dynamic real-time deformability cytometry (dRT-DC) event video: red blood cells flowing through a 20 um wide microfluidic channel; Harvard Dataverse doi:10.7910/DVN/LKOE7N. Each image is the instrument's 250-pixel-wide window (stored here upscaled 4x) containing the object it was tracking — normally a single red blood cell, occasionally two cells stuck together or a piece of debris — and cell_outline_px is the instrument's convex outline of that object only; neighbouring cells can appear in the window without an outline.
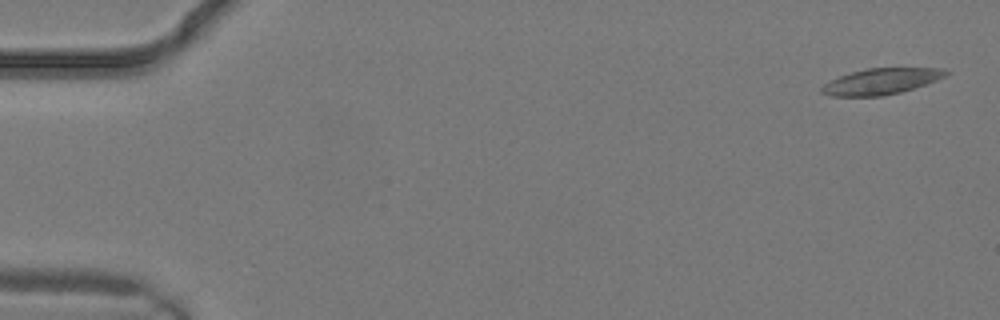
{"species": "common noctule bat (a hibernating species)", "species_latin": "Nyctalus noctula", "temperature_condition": "warm", "stored_images_in_passage": 4, "camera_frame_rate_fps": 3000, "um_per_image_px": 0.085, "animal": {"sex": "male", "body_mass_g": 19.2, "forearm_length_mm": 51.8}, "frame": {"image": 1, "passage_image": 1, "time_ms": 0.0, "image_size_px": [1000, 320], "cell_outline_px": [[948, 72], [944, 76], [936, 80], [900, 92], [884, 96], [832, 96], [820, 92], [820, 88], [824, 84], [840, 76], [852, 72], [868, 68], [944, 68]], "centroid_in_image_um": [74.87, 6.92], "position_along_channel_um": 10.1, "area_um2": 18.5}}